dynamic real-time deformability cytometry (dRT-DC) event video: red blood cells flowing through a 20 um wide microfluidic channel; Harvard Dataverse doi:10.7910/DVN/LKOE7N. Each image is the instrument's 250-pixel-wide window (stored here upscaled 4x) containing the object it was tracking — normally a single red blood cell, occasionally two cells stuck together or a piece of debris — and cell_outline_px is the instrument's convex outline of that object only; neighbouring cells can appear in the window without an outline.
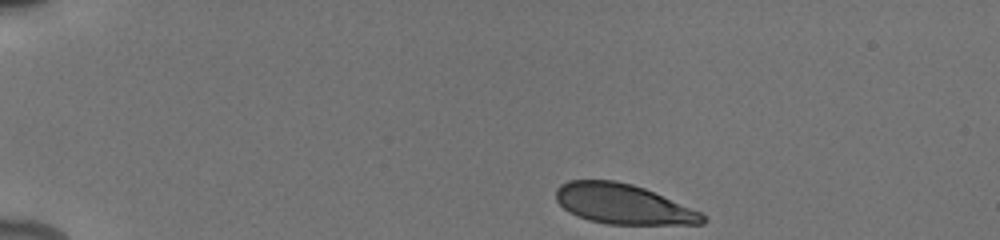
{"species": "human", "species_latin": "Homo sapiens", "temperature_condition": "cold", "stored_images_in_passage": 18, "camera_frame_rate_fps": 3000, "um_per_image_px": 0.085, "donor": {"sex": "male"}, "frame": {"image": 1, "passage_image": 1, "time_ms": 0.0, "image_size_px": [1000, 240], "cell_outline_px": [[708, 220], [704, 224], [608, 224], [588, 220], [576, 216], [568, 212], [556, 200], [556, 188], [560, 184], [568, 180], [616, 180], [632, 184], [644, 188], [700, 212], [708, 216]], "centroid_in_image_um": [52.94, 17.35], "position_along_channel_um": 32.1, "area_um2": 34.22}}
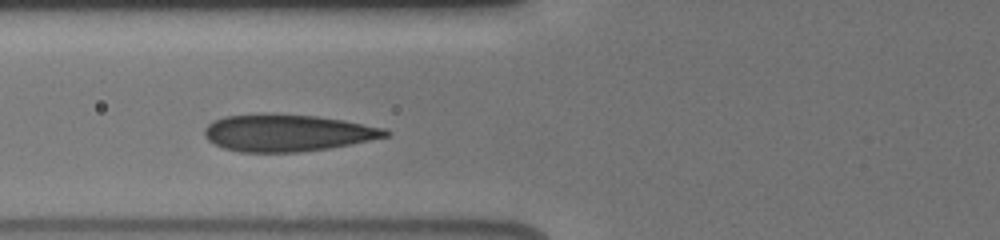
{"frame": {"image": 2, "passage_image": 11, "time_ms": 4.0, "image_size_px": [1000, 240], "cell_outline_px": [[392, 132], [388, 136], [328, 148], [300, 152], [240, 152], [224, 148], [208, 140], [204, 136], [204, 128], [212, 120], [224, 116], [260, 112], [264, 112], [316, 116], [344, 120], [384, 128]], "centroid_in_image_um": [24.36, 11.27], "position_along_channel_um": 101.4, "area_um2": 39.3}}
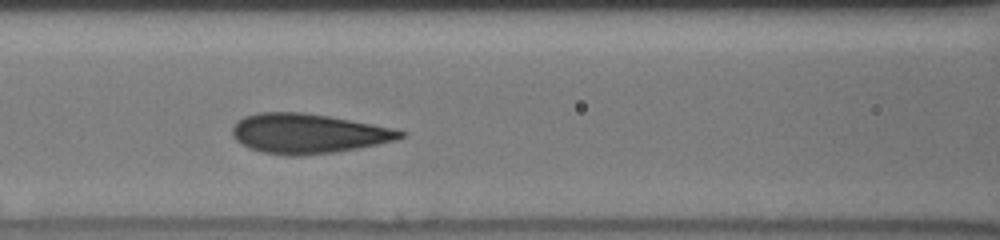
{"frame": {"image": 3, "passage_image": 13, "time_ms": 5.0, "image_size_px": [1000, 240], "cell_outline_px": [[404, 136], [396, 140], [356, 148], [332, 152], [300, 156], [288, 156], [260, 152], [248, 148], [240, 144], [232, 136], [232, 128], [236, 120], [244, 116], [260, 112], [304, 112], [328, 116], [392, 128], [404, 132]], "centroid_in_image_um": [26.09, 11.35], "position_along_channel_um": 140.5, "area_um2": 38.78}}